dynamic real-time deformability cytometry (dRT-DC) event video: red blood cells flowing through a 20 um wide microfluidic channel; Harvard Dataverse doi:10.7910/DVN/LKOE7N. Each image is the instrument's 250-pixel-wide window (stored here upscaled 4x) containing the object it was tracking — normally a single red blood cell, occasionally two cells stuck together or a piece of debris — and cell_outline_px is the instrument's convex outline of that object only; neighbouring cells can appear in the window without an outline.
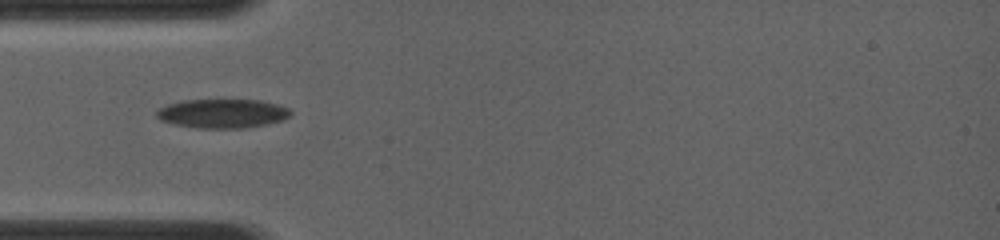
{"species": "common noctule bat (a hibernating species)", "species_latin": "Nyctalus noctula", "temperature_condition": "room temperature", "stored_images_in_passage": 47, "camera_frame_rate_fps": 4000, "um_per_image_px": 0.085, "animal": {"sex": "female", "body_mass_g": 19.0, "forearm_length_mm": 56.7}, "frame": {"image": 1, "passage_image": 1, "time_ms": 0.0, "image_size_px": [1000, 240], "cell_outline_px": [[292, 112], [284, 120], [268, 124], [244, 128], [196, 128], [176, 124], [160, 120], [156, 116], [156, 112], [160, 108], [168, 104], [180, 100], [260, 100], [276, 104], [288, 108]], "centroid_in_image_um": [18.91, 9.65], "position_along_channel_um": 66.1, "area_um2": 22.66}}
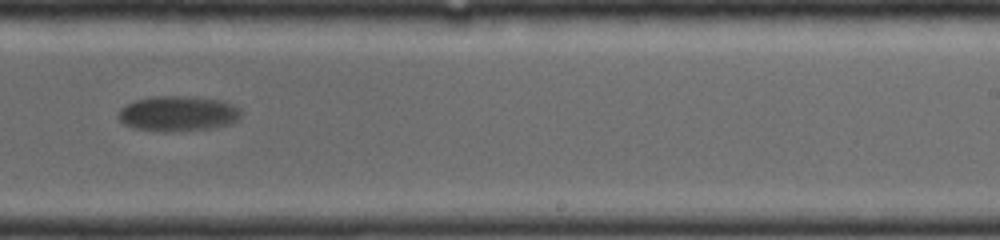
{"frame": {"image": 2, "passage_image": 16, "time_ms": 5.0, "image_size_px": [1000, 240], "cell_outline_px": [[240, 116], [232, 124], [212, 128], [164, 132], [132, 128], [124, 124], [116, 116], [120, 108], [136, 100], [156, 96], [188, 96], [224, 100], [240, 108]], "centroid_in_image_um": [15.13, 9.66], "position_along_channel_um": 273.9, "area_um2": 25.37}}
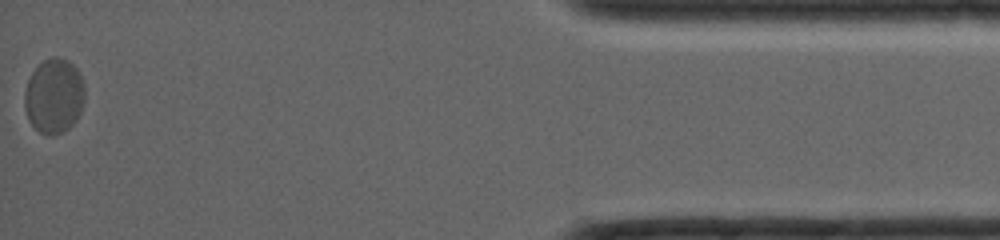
{"frame": {"image": 3, "passage_image": 46, "time_ms": 10.5, "image_size_px": [1000, 240], "cell_outline_px": [[84, 104], [76, 120], [64, 132], [52, 136], [48, 136], [40, 132], [28, 120], [24, 108], [24, 92], [28, 80], [32, 72], [44, 60], [52, 56], [56, 56], [68, 60], [80, 72], [84, 80]], "centroid_in_image_um": [4.6, 8.16], "position_along_channel_um": 430.6, "area_um2": 26.59}}